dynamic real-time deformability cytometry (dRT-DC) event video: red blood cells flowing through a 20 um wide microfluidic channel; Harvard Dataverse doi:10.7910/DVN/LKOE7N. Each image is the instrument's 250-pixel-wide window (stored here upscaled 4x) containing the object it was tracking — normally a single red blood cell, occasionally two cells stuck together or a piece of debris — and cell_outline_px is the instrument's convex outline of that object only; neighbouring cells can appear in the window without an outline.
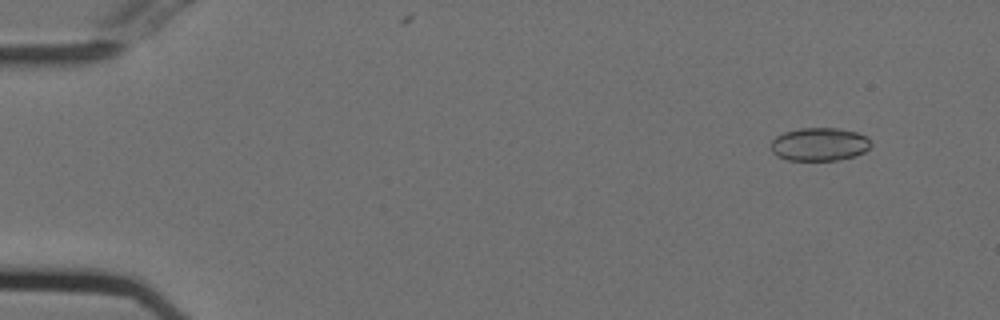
{"species": "Egyptian fruit bat (a non-hibernating species)", "species_latin": "Rousettus aegyptiacus", "temperature_condition": "cold", "stored_images_in_passage": 55, "camera_frame_rate_fps": 3000, "um_per_image_px": 0.085, "animal": {"sex": "female"}, "frame": {"image": 1, "passage_image": 5, "time_ms": 1.333, "image_size_px": [1000, 320], "cell_outline_px": [[872, 144], [864, 152], [856, 156], [836, 160], [788, 160], [776, 156], [772, 152], [772, 140], [776, 136], [784, 132], [800, 128], [836, 128], [856, 132], [868, 136]], "centroid_in_image_um": [69.66, 12.26], "position_along_channel_um": 15.3, "area_um2": 19.42}}
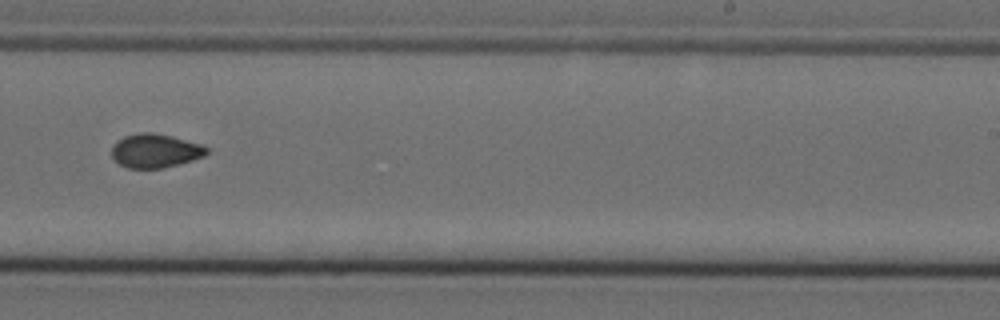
{"frame": {"image": 2, "passage_image": 35, "time_ms": 11.333, "image_size_px": [1000, 320], "cell_outline_px": [[208, 152], [204, 156], [180, 164], [164, 168], [128, 168], [120, 164], [112, 156], [112, 148], [124, 136], [140, 132], [152, 132], [172, 136], [204, 144], [208, 148]], "centroid_in_image_um": [13.25, 12.81], "position_along_channel_um": 275.7, "area_um2": 18.73}}
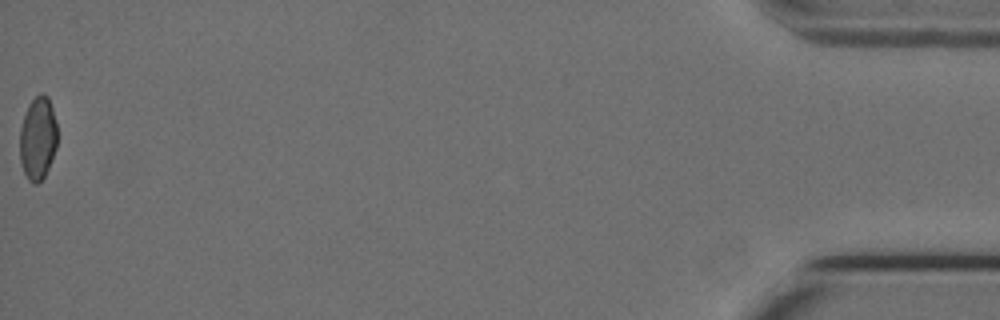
{"frame": {"image": 3, "passage_image": 55, "time_ms": 18.0, "image_size_px": [1000, 320], "cell_outline_px": [[56, 148], [48, 168], [44, 176], [36, 184], [32, 184], [28, 180], [24, 172], [20, 160], [20, 128], [28, 104], [40, 92], [44, 92], [48, 96], [56, 120]], "centroid_in_image_um": [3.21, 11.73], "position_along_channel_um": 432.0, "area_um2": 18.15}, "authors_computed_cell_mechanics": {"area_um2": 19.0162, "velocity_mm_per_s": 3.7483, "shape_relaxation_time_tau1_ms": null, "shape_relaxation_time_tau2_ms": 3.4367, "deformation_change_tau1": null, "deformation_change_tau2": 0.0764}}